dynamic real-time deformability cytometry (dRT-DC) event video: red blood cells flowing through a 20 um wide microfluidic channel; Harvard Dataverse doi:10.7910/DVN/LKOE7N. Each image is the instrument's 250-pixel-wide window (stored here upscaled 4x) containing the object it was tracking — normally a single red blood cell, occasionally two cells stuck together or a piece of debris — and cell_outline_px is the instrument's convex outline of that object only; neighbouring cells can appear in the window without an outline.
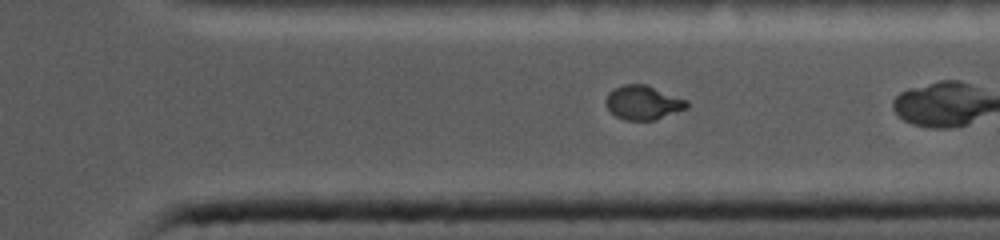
{"species": "common noctule bat (a hibernating species)", "species_latin": "Nyctalus noctula", "temperature_condition": "cold", "stored_images_in_passage": 26, "camera_frame_rate_fps": 5000, "um_per_image_px": 0.085, "animal": {"sex": "female", "body_mass_g": 19.0, "forearm_length_mm": 56.7}, "frame": {"image": 1, "passage_image": 22, "time_ms": 7.4, "image_size_px": [1000, 240], "cell_outline_px": [[688, 108], [656, 120], [624, 120], [616, 116], [604, 104], [604, 100], [608, 92], [624, 84], [648, 84], [688, 100]], "centroid_in_image_um": [54.67, 8.71], "position_along_channel_um": 356.7, "area_um2": 16.36}}